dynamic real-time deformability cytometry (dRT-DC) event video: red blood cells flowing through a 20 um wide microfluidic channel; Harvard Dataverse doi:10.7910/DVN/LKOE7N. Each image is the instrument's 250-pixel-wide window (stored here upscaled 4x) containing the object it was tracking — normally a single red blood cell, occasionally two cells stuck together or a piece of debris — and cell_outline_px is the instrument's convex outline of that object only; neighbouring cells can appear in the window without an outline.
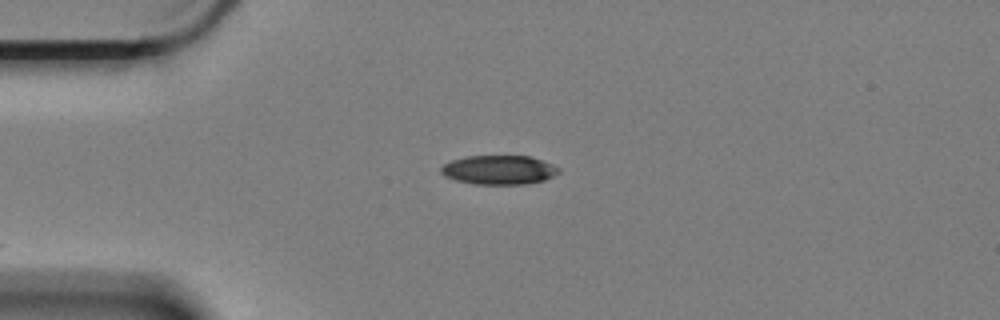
{"species": "Egyptian fruit bat (a non-hibernating species)", "species_latin": "Rousettus aegyptiacus", "temperature_condition": "cold", "stored_images_in_passage": 13, "camera_frame_rate_fps": 3000, "um_per_image_px": 0.085, "animal": {"sex": "female"}, "frame": {"image": 1, "passage_image": 1, "time_ms": 0.0, "image_size_px": [1000, 320], "cell_outline_px": [[560, 172], [544, 180], [524, 184], [476, 184], [456, 180], [444, 176], [440, 172], [440, 168], [444, 164], [452, 160], [468, 156], [528, 156], [552, 164], [560, 168]], "centroid_in_image_um": [42.4, 14.44], "position_along_channel_um": 42.6, "area_um2": 19.83}}
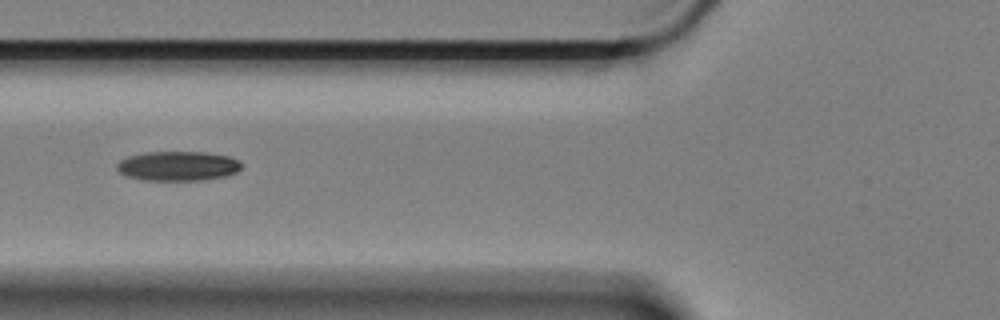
{"frame": {"image": 2, "passage_image": 9, "time_ms": 2.667, "image_size_px": [1000, 320], "cell_outline_px": [[244, 164], [236, 172], [224, 176], [200, 180], [144, 180], [128, 176], [120, 172], [116, 168], [116, 164], [120, 160], [128, 156], [148, 152], [204, 152], [228, 156], [240, 160]], "centroid_in_image_um": [15.13, 14.1], "position_along_channel_um": 110.7, "area_um2": 21.39}}
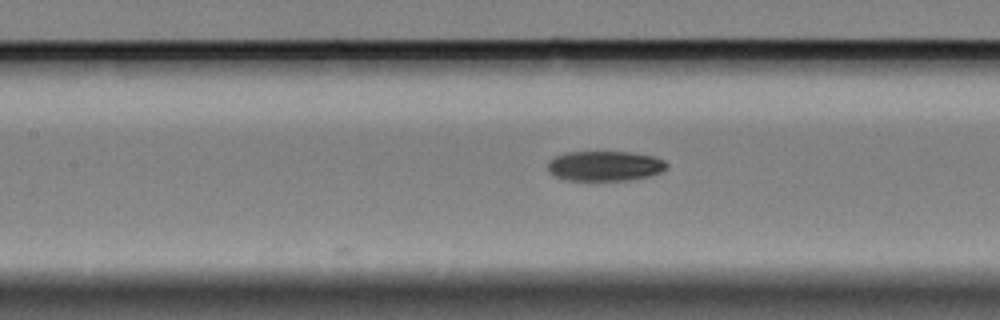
{"frame": {"image": 3, "passage_image": 13, "time_ms": 4.0, "image_size_px": [1000, 320], "cell_outline_px": [[668, 164], [660, 172], [648, 176], [628, 180], [564, 180], [556, 176], [548, 168], [548, 164], [556, 156], [568, 152], [628, 152], [652, 156], [664, 160]], "centroid_in_image_um": [51.42, 14.1], "position_along_channel_um": 156.0, "area_um2": 20.4}}